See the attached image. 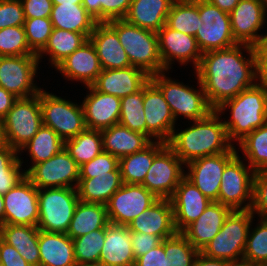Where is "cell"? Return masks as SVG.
I'll use <instances>...</instances> for the list:
<instances>
[{"label":"cell","instance_id":"obj_1","mask_svg":"<svg viewBox=\"0 0 267 266\" xmlns=\"http://www.w3.org/2000/svg\"><path fill=\"white\" fill-rule=\"evenodd\" d=\"M192 73V78L197 75L214 110L258 82L253 48L247 44L204 52Z\"/></svg>","mask_w":267,"mask_h":266},{"label":"cell","instance_id":"obj_2","mask_svg":"<svg viewBox=\"0 0 267 266\" xmlns=\"http://www.w3.org/2000/svg\"><path fill=\"white\" fill-rule=\"evenodd\" d=\"M185 122L182 124L187 127L181 124L178 125L181 129L175 127L167 142L185 165L200 157L226 153L234 146L228 139L222 116L215 110L203 119Z\"/></svg>","mask_w":267,"mask_h":266},{"label":"cell","instance_id":"obj_3","mask_svg":"<svg viewBox=\"0 0 267 266\" xmlns=\"http://www.w3.org/2000/svg\"><path fill=\"white\" fill-rule=\"evenodd\" d=\"M215 111L223 116L228 139L235 146L267 122V83L257 82L234 98L224 101Z\"/></svg>","mask_w":267,"mask_h":266},{"label":"cell","instance_id":"obj_4","mask_svg":"<svg viewBox=\"0 0 267 266\" xmlns=\"http://www.w3.org/2000/svg\"><path fill=\"white\" fill-rule=\"evenodd\" d=\"M170 71L157 73L150 80L161 90L165 101L170 106L175 121L179 118L187 121L200 120L207 117L214 109L209 105L203 86L196 75L197 85L180 82L169 75Z\"/></svg>","mask_w":267,"mask_h":266},{"label":"cell","instance_id":"obj_5","mask_svg":"<svg viewBox=\"0 0 267 266\" xmlns=\"http://www.w3.org/2000/svg\"><path fill=\"white\" fill-rule=\"evenodd\" d=\"M108 23L116 30L131 66L143 70L150 77L166 71L159 53L157 32L130 24L125 19Z\"/></svg>","mask_w":267,"mask_h":266},{"label":"cell","instance_id":"obj_6","mask_svg":"<svg viewBox=\"0 0 267 266\" xmlns=\"http://www.w3.org/2000/svg\"><path fill=\"white\" fill-rule=\"evenodd\" d=\"M254 217L250 210H232L220 231L200 252L207 257L229 262L242 260Z\"/></svg>","mask_w":267,"mask_h":266},{"label":"cell","instance_id":"obj_7","mask_svg":"<svg viewBox=\"0 0 267 266\" xmlns=\"http://www.w3.org/2000/svg\"><path fill=\"white\" fill-rule=\"evenodd\" d=\"M56 95L42 87L40 107L43 125L53 129L64 141L72 139L87 127L81 102Z\"/></svg>","mask_w":267,"mask_h":266},{"label":"cell","instance_id":"obj_8","mask_svg":"<svg viewBox=\"0 0 267 266\" xmlns=\"http://www.w3.org/2000/svg\"><path fill=\"white\" fill-rule=\"evenodd\" d=\"M78 203L79 197L76 188L38 189L37 228L46 232L66 234Z\"/></svg>","mask_w":267,"mask_h":266},{"label":"cell","instance_id":"obj_9","mask_svg":"<svg viewBox=\"0 0 267 266\" xmlns=\"http://www.w3.org/2000/svg\"><path fill=\"white\" fill-rule=\"evenodd\" d=\"M2 121L6 143L19 152L43 125L40 91L29 98H18Z\"/></svg>","mask_w":267,"mask_h":266},{"label":"cell","instance_id":"obj_10","mask_svg":"<svg viewBox=\"0 0 267 266\" xmlns=\"http://www.w3.org/2000/svg\"><path fill=\"white\" fill-rule=\"evenodd\" d=\"M39 64L37 55L0 56V86L17 98L37 95L41 89Z\"/></svg>","mask_w":267,"mask_h":266},{"label":"cell","instance_id":"obj_11","mask_svg":"<svg viewBox=\"0 0 267 266\" xmlns=\"http://www.w3.org/2000/svg\"><path fill=\"white\" fill-rule=\"evenodd\" d=\"M255 171L238 154L225 166L218 202L231 210H250Z\"/></svg>","mask_w":267,"mask_h":266},{"label":"cell","instance_id":"obj_12","mask_svg":"<svg viewBox=\"0 0 267 266\" xmlns=\"http://www.w3.org/2000/svg\"><path fill=\"white\" fill-rule=\"evenodd\" d=\"M198 10L203 24L198 28L195 38L202 53L238 44L233 37L229 13L208 0H198Z\"/></svg>","mask_w":267,"mask_h":266},{"label":"cell","instance_id":"obj_13","mask_svg":"<svg viewBox=\"0 0 267 266\" xmlns=\"http://www.w3.org/2000/svg\"><path fill=\"white\" fill-rule=\"evenodd\" d=\"M185 176V164L166 144L155 156L141 183L158 199H170Z\"/></svg>","mask_w":267,"mask_h":266},{"label":"cell","instance_id":"obj_14","mask_svg":"<svg viewBox=\"0 0 267 266\" xmlns=\"http://www.w3.org/2000/svg\"><path fill=\"white\" fill-rule=\"evenodd\" d=\"M80 166L63 149L47 161L35 164L26 176L37 189L43 188H77Z\"/></svg>","mask_w":267,"mask_h":266},{"label":"cell","instance_id":"obj_15","mask_svg":"<svg viewBox=\"0 0 267 266\" xmlns=\"http://www.w3.org/2000/svg\"><path fill=\"white\" fill-rule=\"evenodd\" d=\"M157 37L159 53L165 70L172 73L176 62L181 67L192 65L193 71L199 66L203 53L194 36L178 32L165 24L157 32Z\"/></svg>","mask_w":267,"mask_h":266},{"label":"cell","instance_id":"obj_16","mask_svg":"<svg viewBox=\"0 0 267 266\" xmlns=\"http://www.w3.org/2000/svg\"><path fill=\"white\" fill-rule=\"evenodd\" d=\"M237 154L233 146L226 153L192 160L185 165V177L211 201L218 202L224 168Z\"/></svg>","mask_w":267,"mask_h":266},{"label":"cell","instance_id":"obj_17","mask_svg":"<svg viewBox=\"0 0 267 266\" xmlns=\"http://www.w3.org/2000/svg\"><path fill=\"white\" fill-rule=\"evenodd\" d=\"M157 200L142 184L123 183L106 203L108 221L128 226Z\"/></svg>","mask_w":267,"mask_h":266},{"label":"cell","instance_id":"obj_18","mask_svg":"<svg viewBox=\"0 0 267 266\" xmlns=\"http://www.w3.org/2000/svg\"><path fill=\"white\" fill-rule=\"evenodd\" d=\"M229 14L233 37L238 44L253 46L264 37L263 30L267 26L265 1L240 0Z\"/></svg>","mask_w":267,"mask_h":266},{"label":"cell","instance_id":"obj_19","mask_svg":"<svg viewBox=\"0 0 267 266\" xmlns=\"http://www.w3.org/2000/svg\"><path fill=\"white\" fill-rule=\"evenodd\" d=\"M143 106L146 117V135L152 141L167 143L177 122L161 90L151 80L143 86Z\"/></svg>","mask_w":267,"mask_h":266},{"label":"cell","instance_id":"obj_20","mask_svg":"<svg viewBox=\"0 0 267 266\" xmlns=\"http://www.w3.org/2000/svg\"><path fill=\"white\" fill-rule=\"evenodd\" d=\"M3 201L4 224L38 225V189L27 176L3 195Z\"/></svg>","mask_w":267,"mask_h":266},{"label":"cell","instance_id":"obj_21","mask_svg":"<svg viewBox=\"0 0 267 266\" xmlns=\"http://www.w3.org/2000/svg\"><path fill=\"white\" fill-rule=\"evenodd\" d=\"M54 69L66 82H80L83 87L91 86L102 72L98 55L90 40L61 61Z\"/></svg>","mask_w":267,"mask_h":266},{"label":"cell","instance_id":"obj_22","mask_svg":"<svg viewBox=\"0 0 267 266\" xmlns=\"http://www.w3.org/2000/svg\"><path fill=\"white\" fill-rule=\"evenodd\" d=\"M83 89L86 95L84 94L82 99V106L88 129L103 130L119 123L120 98L99 92L92 86H86Z\"/></svg>","mask_w":267,"mask_h":266},{"label":"cell","instance_id":"obj_23","mask_svg":"<svg viewBox=\"0 0 267 266\" xmlns=\"http://www.w3.org/2000/svg\"><path fill=\"white\" fill-rule=\"evenodd\" d=\"M170 200L177 233H181L193 223L212 202L185 176L181 179Z\"/></svg>","mask_w":267,"mask_h":266},{"label":"cell","instance_id":"obj_24","mask_svg":"<svg viewBox=\"0 0 267 266\" xmlns=\"http://www.w3.org/2000/svg\"><path fill=\"white\" fill-rule=\"evenodd\" d=\"M149 80L150 76L143 70L129 66L119 69H102L91 86L99 92L121 99L139 91Z\"/></svg>","mask_w":267,"mask_h":266},{"label":"cell","instance_id":"obj_25","mask_svg":"<svg viewBox=\"0 0 267 266\" xmlns=\"http://www.w3.org/2000/svg\"><path fill=\"white\" fill-rule=\"evenodd\" d=\"M129 231L149 233L159 236L162 240L174 236L173 207L170 199H158L148 209L128 224Z\"/></svg>","mask_w":267,"mask_h":266},{"label":"cell","instance_id":"obj_26","mask_svg":"<svg viewBox=\"0 0 267 266\" xmlns=\"http://www.w3.org/2000/svg\"><path fill=\"white\" fill-rule=\"evenodd\" d=\"M89 40L95 47L102 69H119L131 66L116 30L108 22H97Z\"/></svg>","mask_w":267,"mask_h":266},{"label":"cell","instance_id":"obj_27","mask_svg":"<svg viewBox=\"0 0 267 266\" xmlns=\"http://www.w3.org/2000/svg\"><path fill=\"white\" fill-rule=\"evenodd\" d=\"M232 210L219 202L212 201L204 212L181 233L199 251L220 231Z\"/></svg>","mask_w":267,"mask_h":266},{"label":"cell","instance_id":"obj_28","mask_svg":"<svg viewBox=\"0 0 267 266\" xmlns=\"http://www.w3.org/2000/svg\"><path fill=\"white\" fill-rule=\"evenodd\" d=\"M99 263L107 266H134L130 231L126 225L108 223Z\"/></svg>","mask_w":267,"mask_h":266},{"label":"cell","instance_id":"obj_29","mask_svg":"<svg viewBox=\"0 0 267 266\" xmlns=\"http://www.w3.org/2000/svg\"><path fill=\"white\" fill-rule=\"evenodd\" d=\"M40 266H77L72 239L65 233L39 230Z\"/></svg>","mask_w":267,"mask_h":266},{"label":"cell","instance_id":"obj_30","mask_svg":"<svg viewBox=\"0 0 267 266\" xmlns=\"http://www.w3.org/2000/svg\"><path fill=\"white\" fill-rule=\"evenodd\" d=\"M101 135L103 151L119 159L143 150L152 142L147 135L132 131L120 123L101 130Z\"/></svg>","mask_w":267,"mask_h":266},{"label":"cell","instance_id":"obj_31","mask_svg":"<svg viewBox=\"0 0 267 266\" xmlns=\"http://www.w3.org/2000/svg\"><path fill=\"white\" fill-rule=\"evenodd\" d=\"M175 0H132L125 20L143 29L158 32L167 21Z\"/></svg>","mask_w":267,"mask_h":266},{"label":"cell","instance_id":"obj_32","mask_svg":"<svg viewBox=\"0 0 267 266\" xmlns=\"http://www.w3.org/2000/svg\"><path fill=\"white\" fill-rule=\"evenodd\" d=\"M63 149H65V141L61 139L53 129L42 125L37 131V134L19 150L18 156L20 163L23 166L26 165L27 168H24L27 173L35 164L47 161L57 153H60ZM24 151L31 161H29V158H27L28 160L25 158L24 162V157L22 156V154L25 153Z\"/></svg>","mask_w":267,"mask_h":266},{"label":"cell","instance_id":"obj_33","mask_svg":"<svg viewBox=\"0 0 267 266\" xmlns=\"http://www.w3.org/2000/svg\"><path fill=\"white\" fill-rule=\"evenodd\" d=\"M0 238L13 246L31 266H40L37 226L0 225Z\"/></svg>","mask_w":267,"mask_h":266},{"label":"cell","instance_id":"obj_34","mask_svg":"<svg viewBox=\"0 0 267 266\" xmlns=\"http://www.w3.org/2000/svg\"><path fill=\"white\" fill-rule=\"evenodd\" d=\"M88 40L89 37L84 33L53 28L47 45L37 55L39 63L46 58L45 61H49L47 65L50 63L48 68L54 69Z\"/></svg>","mask_w":267,"mask_h":266},{"label":"cell","instance_id":"obj_35","mask_svg":"<svg viewBox=\"0 0 267 266\" xmlns=\"http://www.w3.org/2000/svg\"><path fill=\"white\" fill-rule=\"evenodd\" d=\"M50 19L53 28L84 33L88 37L97 24L82 4H53Z\"/></svg>","mask_w":267,"mask_h":266},{"label":"cell","instance_id":"obj_36","mask_svg":"<svg viewBox=\"0 0 267 266\" xmlns=\"http://www.w3.org/2000/svg\"><path fill=\"white\" fill-rule=\"evenodd\" d=\"M122 184L120 171H113L93 175L90 179H79L76 189L80 201L106 205Z\"/></svg>","mask_w":267,"mask_h":266},{"label":"cell","instance_id":"obj_37","mask_svg":"<svg viewBox=\"0 0 267 266\" xmlns=\"http://www.w3.org/2000/svg\"><path fill=\"white\" fill-rule=\"evenodd\" d=\"M162 141H152L143 150L119 159V169L123 183L141 184L150 169L154 156L166 145Z\"/></svg>","mask_w":267,"mask_h":266},{"label":"cell","instance_id":"obj_38","mask_svg":"<svg viewBox=\"0 0 267 266\" xmlns=\"http://www.w3.org/2000/svg\"><path fill=\"white\" fill-rule=\"evenodd\" d=\"M108 223L106 205L79 200L66 234L75 239L94 230L106 228Z\"/></svg>","mask_w":267,"mask_h":266},{"label":"cell","instance_id":"obj_39","mask_svg":"<svg viewBox=\"0 0 267 266\" xmlns=\"http://www.w3.org/2000/svg\"><path fill=\"white\" fill-rule=\"evenodd\" d=\"M235 147L255 172L267 169V122L246 135Z\"/></svg>","mask_w":267,"mask_h":266},{"label":"cell","instance_id":"obj_40","mask_svg":"<svg viewBox=\"0 0 267 266\" xmlns=\"http://www.w3.org/2000/svg\"><path fill=\"white\" fill-rule=\"evenodd\" d=\"M166 24L171 29L195 37L198 28L203 24L199 18L198 0H175Z\"/></svg>","mask_w":267,"mask_h":266},{"label":"cell","instance_id":"obj_41","mask_svg":"<svg viewBox=\"0 0 267 266\" xmlns=\"http://www.w3.org/2000/svg\"><path fill=\"white\" fill-rule=\"evenodd\" d=\"M65 149L79 166L91 161L103 151L101 130L86 128L77 136L66 140Z\"/></svg>","mask_w":267,"mask_h":266},{"label":"cell","instance_id":"obj_42","mask_svg":"<svg viewBox=\"0 0 267 266\" xmlns=\"http://www.w3.org/2000/svg\"><path fill=\"white\" fill-rule=\"evenodd\" d=\"M243 260L253 266H267V218H253L247 236Z\"/></svg>","mask_w":267,"mask_h":266},{"label":"cell","instance_id":"obj_43","mask_svg":"<svg viewBox=\"0 0 267 266\" xmlns=\"http://www.w3.org/2000/svg\"><path fill=\"white\" fill-rule=\"evenodd\" d=\"M18 152L8 144L0 146V194L4 195L26 177Z\"/></svg>","mask_w":267,"mask_h":266},{"label":"cell","instance_id":"obj_44","mask_svg":"<svg viewBox=\"0 0 267 266\" xmlns=\"http://www.w3.org/2000/svg\"><path fill=\"white\" fill-rule=\"evenodd\" d=\"M143 106V87L121 98L119 123L132 131L146 135V117Z\"/></svg>","mask_w":267,"mask_h":266},{"label":"cell","instance_id":"obj_45","mask_svg":"<svg viewBox=\"0 0 267 266\" xmlns=\"http://www.w3.org/2000/svg\"><path fill=\"white\" fill-rule=\"evenodd\" d=\"M77 266L98 263L105 241V228L72 239Z\"/></svg>","mask_w":267,"mask_h":266},{"label":"cell","instance_id":"obj_46","mask_svg":"<svg viewBox=\"0 0 267 266\" xmlns=\"http://www.w3.org/2000/svg\"><path fill=\"white\" fill-rule=\"evenodd\" d=\"M164 252L167 266H192L200 252L182 233L164 239Z\"/></svg>","mask_w":267,"mask_h":266},{"label":"cell","instance_id":"obj_47","mask_svg":"<svg viewBox=\"0 0 267 266\" xmlns=\"http://www.w3.org/2000/svg\"><path fill=\"white\" fill-rule=\"evenodd\" d=\"M37 55L29 47L24 26L0 29V56Z\"/></svg>","mask_w":267,"mask_h":266},{"label":"cell","instance_id":"obj_48","mask_svg":"<svg viewBox=\"0 0 267 266\" xmlns=\"http://www.w3.org/2000/svg\"><path fill=\"white\" fill-rule=\"evenodd\" d=\"M24 29L30 49L38 55L47 45L53 30L50 17L26 19Z\"/></svg>","mask_w":267,"mask_h":266},{"label":"cell","instance_id":"obj_49","mask_svg":"<svg viewBox=\"0 0 267 266\" xmlns=\"http://www.w3.org/2000/svg\"><path fill=\"white\" fill-rule=\"evenodd\" d=\"M113 171H120L119 158L102 151L94 159L80 166L79 179H90L93 175L108 174Z\"/></svg>","mask_w":267,"mask_h":266},{"label":"cell","instance_id":"obj_50","mask_svg":"<svg viewBox=\"0 0 267 266\" xmlns=\"http://www.w3.org/2000/svg\"><path fill=\"white\" fill-rule=\"evenodd\" d=\"M250 211L255 217L267 218V169L254 174L253 201Z\"/></svg>","mask_w":267,"mask_h":266},{"label":"cell","instance_id":"obj_51","mask_svg":"<svg viewBox=\"0 0 267 266\" xmlns=\"http://www.w3.org/2000/svg\"><path fill=\"white\" fill-rule=\"evenodd\" d=\"M25 20L21 0H0V29L24 26Z\"/></svg>","mask_w":267,"mask_h":266},{"label":"cell","instance_id":"obj_52","mask_svg":"<svg viewBox=\"0 0 267 266\" xmlns=\"http://www.w3.org/2000/svg\"><path fill=\"white\" fill-rule=\"evenodd\" d=\"M130 239L135 260L162 243L159 236L136 231H130Z\"/></svg>","mask_w":267,"mask_h":266},{"label":"cell","instance_id":"obj_53","mask_svg":"<svg viewBox=\"0 0 267 266\" xmlns=\"http://www.w3.org/2000/svg\"><path fill=\"white\" fill-rule=\"evenodd\" d=\"M132 0H103L101 2V22L124 19Z\"/></svg>","mask_w":267,"mask_h":266},{"label":"cell","instance_id":"obj_54","mask_svg":"<svg viewBox=\"0 0 267 266\" xmlns=\"http://www.w3.org/2000/svg\"><path fill=\"white\" fill-rule=\"evenodd\" d=\"M258 82L267 83V30L264 37L252 46Z\"/></svg>","mask_w":267,"mask_h":266},{"label":"cell","instance_id":"obj_55","mask_svg":"<svg viewBox=\"0 0 267 266\" xmlns=\"http://www.w3.org/2000/svg\"><path fill=\"white\" fill-rule=\"evenodd\" d=\"M25 19L45 18L51 16L52 0H21Z\"/></svg>","mask_w":267,"mask_h":266},{"label":"cell","instance_id":"obj_56","mask_svg":"<svg viewBox=\"0 0 267 266\" xmlns=\"http://www.w3.org/2000/svg\"><path fill=\"white\" fill-rule=\"evenodd\" d=\"M134 266H167V256L164 252V239L161 244L138 257L135 260Z\"/></svg>","mask_w":267,"mask_h":266},{"label":"cell","instance_id":"obj_57","mask_svg":"<svg viewBox=\"0 0 267 266\" xmlns=\"http://www.w3.org/2000/svg\"><path fill=\"white\" fill-rule=\"evenodd\" d=\"M0 263L5 266H31L21 254L0 238Z\"/></svg>","mask_w":267,"mask_h":266},{"label":"cell","instance_id":"obj_58","mask_svg":"<svg viewBox=\"0 0 267 266\" xmlns=\"http://www.w3.org/2000/svg\"><path fill=\"white\" fill-rule=\"evenodd\" d=\"M17 97L0 86V119H3L10 111Z\"/></svg>","mask_w":267,"mask_h":266},{"label":"cell","instance_id":"obj_59","mask_svg":"<svg viewBox=\"0 0 267 266\" xmlns=\"http://www.w3.org/2000/svg\"><path fill=\"white\" fill-rule=\"evenodd\" d=\"M228 263L227 260L210 258L199 252L192 266H227Z\"/></svg>","mask_w":267,"mask_h":266},{"label":"cell","instance_id":"obj_60","mask_svg":"<svg viewBox=\"0 0 267 266\" xmlns=\"http://www.w3.org/2000/svg\"><path fill=\"white\" fill-rule=\"evenodd\" d=\"M101 2L103 0H82L86 11L92 15L97 22H101Z\"/></svg>","mask_w":267,"mask_h":266},{"label":"cell","instance_id":"obj_61","mask_svg":"<svg viewBox=\"0 0 267 266\" xmlns=\"http://www.w3.org/2000/svg\"><path fill=\"white\" fill-rule=\"evenodd\" d=\"M210 3L214 4L220 10L230 13L235 6L240 2V0H208Z\"/></svg>","mask_w":267,"mask_h":266},{"label":"cell","instance_id":"obj_62","mask_svg":"<svg viewBox=\"0 0 267 266\" xmlns=\"http://www.w3.org/2000/svg\"><path fill=\"white\" fill-rule=\"evenodd\" d=\"M4 201H3V195L0 194V225H4Z\"/></svg>","mask_w":267,"mask_h":266},{"label":"cell","instance_id":"obj_63","mask_svg":"<svg viewBox=\"0 0 267 266\" xmlns=\"http://www.w3.org/2000/svg\"><path fill=\"white\" fill-rule=\"evenodd\" d=\"M53 4H82V0H52Z\"/></svg>","mask_w":267,"mask_h":266},{"label":"cell","instance_id":"obj_64","mask_svg":"<svg viewBox=\"0 0 267 266\" xmlns=\"http://www.w3.org/2000/svg\"><path fill=\"white\" fill-rule=\"evenodd\" d=\"M6 140H5V135H4V127H3V121L0 119V146L5 145Z\"/></svg>","mask_w":267,"mask_h":266},{"label":"cell","instance_id":"obj_65","mask_svg":"<svg viewBox=\"0 0 267 266\" xmlns=\"http://www.w3.org/2000/svg\"><path fill=\"white\" fill-rule=\"evenodd\" d=\"M227 266H253V265L249 264L248 262L242 259L239 261L229 262Z\"/></svg>","mask_w":267,"mask_h":266},{"label":"cell","instance_id":"obj_66","mask_svg":"<svg viewBox=\"0 0 267 266\" xmlns=\"http://www.w3.org/2000/svg\"><path fill=\"white\" fill-rule=\"evenodd\" d=\"M81 266H107V265L98 262V263L85 264Z\"/></svg>","mask_w":267,"mask_h":266}]
</instances>
